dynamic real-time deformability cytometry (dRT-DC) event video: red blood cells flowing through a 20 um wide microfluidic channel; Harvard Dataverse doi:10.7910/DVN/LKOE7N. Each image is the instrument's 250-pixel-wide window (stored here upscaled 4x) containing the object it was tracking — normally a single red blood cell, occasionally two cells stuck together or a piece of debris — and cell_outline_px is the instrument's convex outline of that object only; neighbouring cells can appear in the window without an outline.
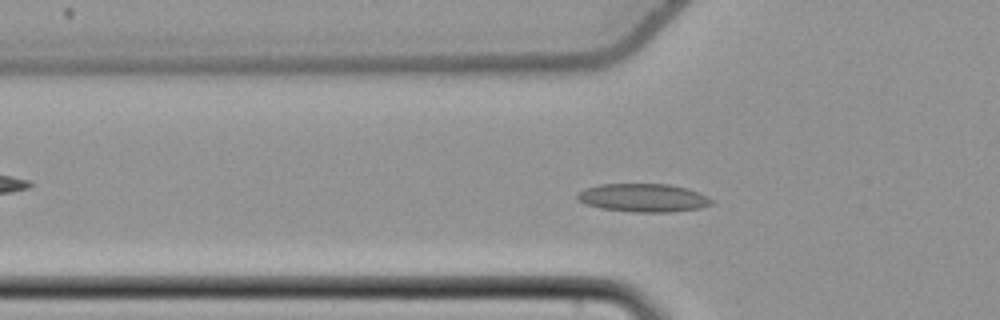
{"species": "common noctule bat (a hibernating species)", "species_latin": "Nyctalus noctula", "temperature_condition": "cold", "stored_images_in_passage": 53, "camera_frame_rate_fps": 3000, "um_per_image_px": 0.085, "animal": {"sex": "female", "body_mass_g": 22.7, "forearm_length_mm": 54.2}, "frame": {"image": 1, "passage_image": 16, "time_ms": 5.0, "image_size_px": [1000, 320], "cell_outline_px": [[712, 204], [700, 208], [668, 212], [632, 212], [600, 208], [584, 204], [576, 200], [576, 196], [584, 188], [600, 184], [668, 184], [688, 188], [712, 200]], "centroid_in_image_um": [54.61, 16.81], "position_along_channel_um": 71.2, "area_um2": 22.08}}
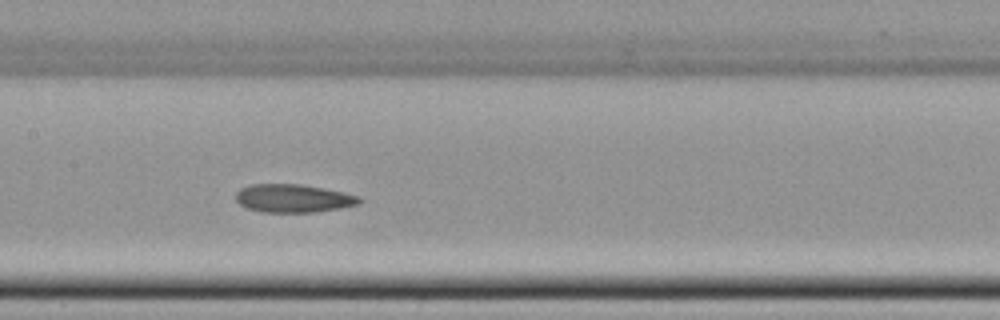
{"frame": {"image": 2, "passage_image": 25, "time_ms": 8.0, "image_size_px": [1000, 320], "cell_outline_px": [[364, 200], [360, 204], [340, 208], [316, 212], [264, 212], [248, 208], [240, 204], [236, 200], [236, 192], [240, 188], [252, 184], [300, 184], [324, 188], [360, 196]], "centroid_in_image_um": [24.96, 16.85], "position_along_channel_um": 182.4, "area_um2": 20.35}}
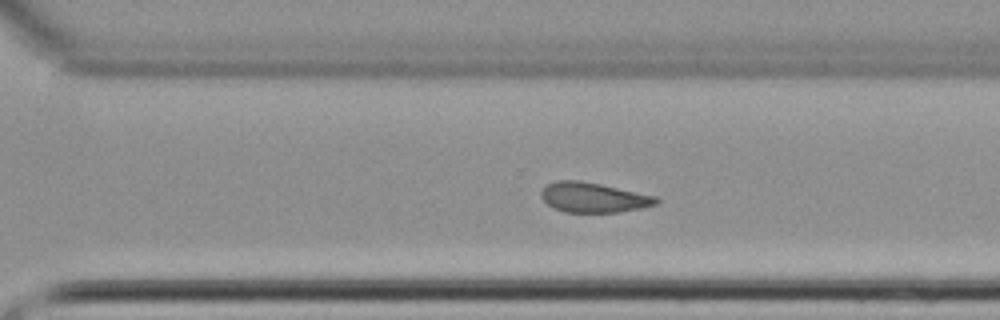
{"frame": {"image": 3, "passage_image": 36, "time_ms": 11.667, "image_size_px": [1000, 320], "cell_outline_px": [[660, 200], [656, 204], [640, 208], [620, 212], [564, 212], [548, 204], [540, 196], [540, 192], [544, 184], [556, 180], [580, 180], [600, 184], [656, 196]], "centroid_in_image_um": [50.4, 16.77], "position_along_channel_um": 320.2, "area_um2": 20.06}, "authors_computed_cell_mechanics": {"area_um2": 20.6924, "velocity_mm_per_s": 3.7594, "shape_relaxation_time_tau1_ms": null, "shape_relaxation_time_tau2_ms": 9.0339, "deformation_change_tau1": null, "deformation_change_tau2": 0.1608}}